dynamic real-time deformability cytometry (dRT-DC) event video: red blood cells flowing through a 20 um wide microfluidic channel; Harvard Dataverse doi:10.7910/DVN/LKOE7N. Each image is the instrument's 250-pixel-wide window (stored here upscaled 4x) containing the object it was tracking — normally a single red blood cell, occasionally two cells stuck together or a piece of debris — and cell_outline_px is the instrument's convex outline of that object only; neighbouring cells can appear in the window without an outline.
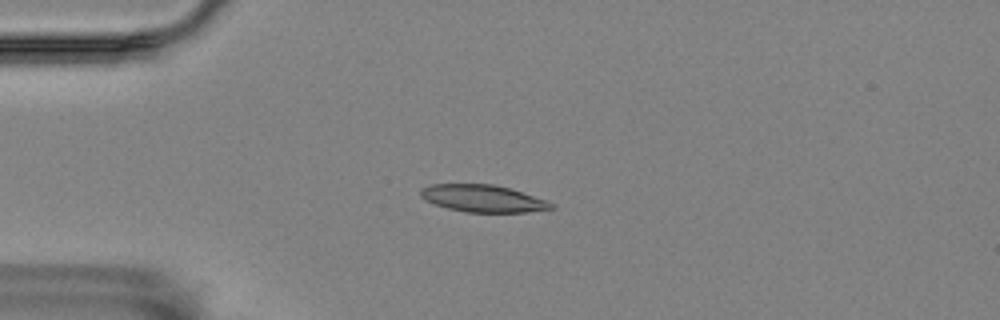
{"species": "Egyptian fruit bat (a non-hibernating species)", "species_latin": "Rousettus aegyptiacus", "temperature_condition": "room temperature", "stored_images_in_passage": 5, "camera_frame_rate_fps": 3000, "um_per_image_px": 0.085, "animal": {"sex": "female"}, "frame": {"image": 1, "passage_image": 4, "time_ms": 1.0, "image_size_px": [1000, 320], "cell_outline_px": [[556, 208], [528, 212], [464, 212], [448, 208], [436, 204], [420, 196], [420, 188], [428, 184], [492, 184], [508, 188], [556, 204]], "centroid_in_image_um": [41.03, 16.87], "position_along_channel_um": 44.0, "area_um2": 20.46}}